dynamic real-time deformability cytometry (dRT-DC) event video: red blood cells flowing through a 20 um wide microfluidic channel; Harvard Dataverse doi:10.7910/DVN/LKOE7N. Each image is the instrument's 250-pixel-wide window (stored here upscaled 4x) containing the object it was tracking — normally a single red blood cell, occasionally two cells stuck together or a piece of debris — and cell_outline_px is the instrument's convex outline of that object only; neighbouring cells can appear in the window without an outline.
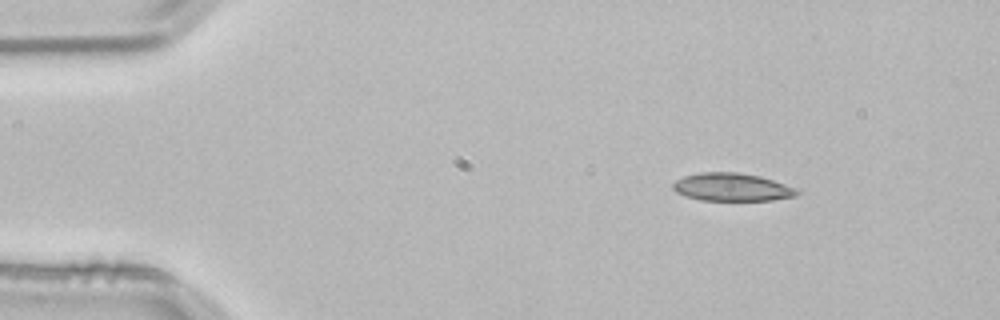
{"species": "common noctule bat (a hibernating species)", "species_latin": "Nyctalus noctula", "temperature_condition": "room temperature", "stored_images_in_passage": 47, "camera_frame_rate_fps": 3000, "um_per_image_px": 0.085, "animal": {"sex": "male", "body_mass_g": 21.5, "forearm_length_mm": 52.0}, "frame": {"image": 1, "passage_image": 1, "time_ms": 0.0, "image_size_px": [1000, 320], "cell_outline_px": [[800, 192], [796, 196], [772, 200], [700, 200], [684, 196], [676, 192], [672, 188], [672, 184], [676, 180], [684, 176], [700, 172], [736, 172], [760, 176], [800, 188]], "centroid_in_image_um": [62.24, 15.9], "position_along_channel_um": 22.8, "area_um2": 20.4}}
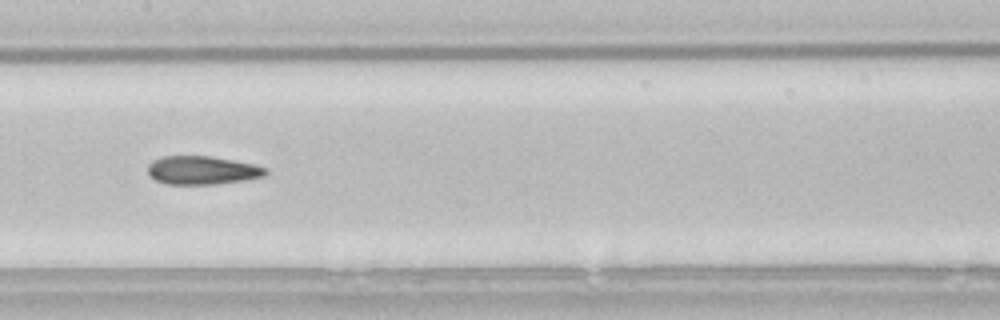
{"frame": {"image": 2, "passage_image": 20, "time_ms": 6.333, "image_size_px": [1000, 320], "cell_outline_px": [[268, 172], [264, 176], [244, 180], [216, 184], [168, 184], [156, 180], [148, 176], [148, 164], [152, 160], [164, 156], [208, 156], [232, 160], [252, 164], [268, 168]], "centroid_in_image_um": [17.16, 14.47], "position_along_channel_um": 190.2, "area_um2": 19.48}}
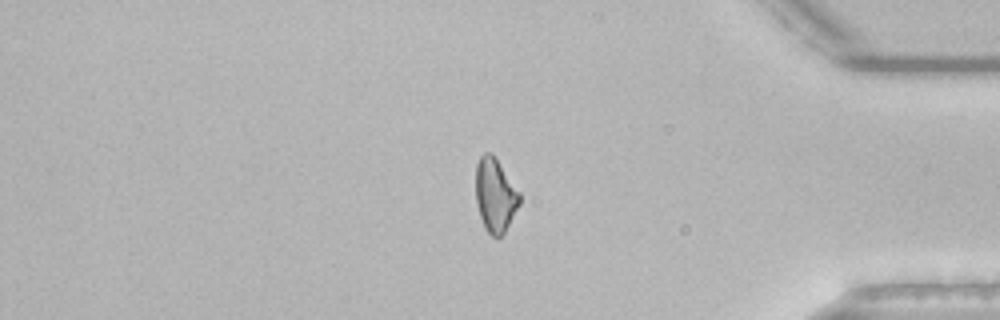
{"frame": {"image": 3, "passage_image": 38, "time_ms": 12.333, "image_size_px": [1000, 320], "cell_outline_px": [[520, 204], [504, 232], [500, 236], [492, 236], [484, 228], [476, 204], [476, 164], [480, 156], [484, 152], [492, 152], [520, 192]], "centroid_in_image_um": [42.08, 16.56], "position_along_channel_um": 393.1, "area_um2": 18.84}, "authors_computed_cell_mechanics": {"area_um2": 19.7676, "velocity_mm_per_s": 3.8454, "shape_relaxation_time_tau1_ms": null, "shape_relaxation_time_tau2_ms": 3.3169, "deformation_change_tau1": null, "deformation_change_tau2": 0.1134}}